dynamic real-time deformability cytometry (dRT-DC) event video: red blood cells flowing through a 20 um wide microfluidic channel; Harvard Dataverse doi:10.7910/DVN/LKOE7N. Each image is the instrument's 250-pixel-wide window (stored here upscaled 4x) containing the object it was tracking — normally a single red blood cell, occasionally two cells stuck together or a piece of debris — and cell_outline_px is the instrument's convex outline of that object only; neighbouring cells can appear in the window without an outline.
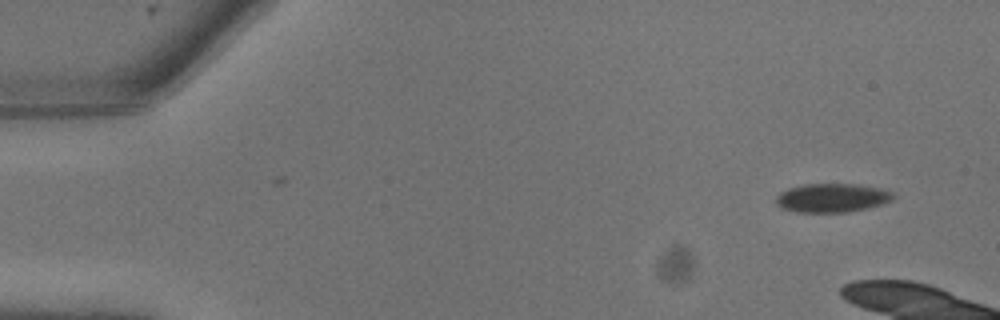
{"species": "common noctule bat (a hibernating species)", "species_latin": "Nyctalus noctula", "temperature_condition": "warm", "stored_images_in_passage": 4, "camera_frame_rate_fps": 3000, "um_per_image_px": 0.085, "animal": {"sex": "male", "body_mass_g": 13.3}, "frame": {"image": 1, "passage_image": 1, "time_ms": 0.0, "image_size_px": [1000, 320], "cell_outline_px": [[896, 196], [892, 200], [868, 208], [848, 212], [796, 212], [780, 208], [776, 204], [776, 196], [780, 192], [788, 188], [804, 184], [856, 184], [880, 188], [892, 192]], "centroid_in_image_um": [70.7, 16.82], "position_along_channel_um": 14.3, "area_um2": 19.77}}